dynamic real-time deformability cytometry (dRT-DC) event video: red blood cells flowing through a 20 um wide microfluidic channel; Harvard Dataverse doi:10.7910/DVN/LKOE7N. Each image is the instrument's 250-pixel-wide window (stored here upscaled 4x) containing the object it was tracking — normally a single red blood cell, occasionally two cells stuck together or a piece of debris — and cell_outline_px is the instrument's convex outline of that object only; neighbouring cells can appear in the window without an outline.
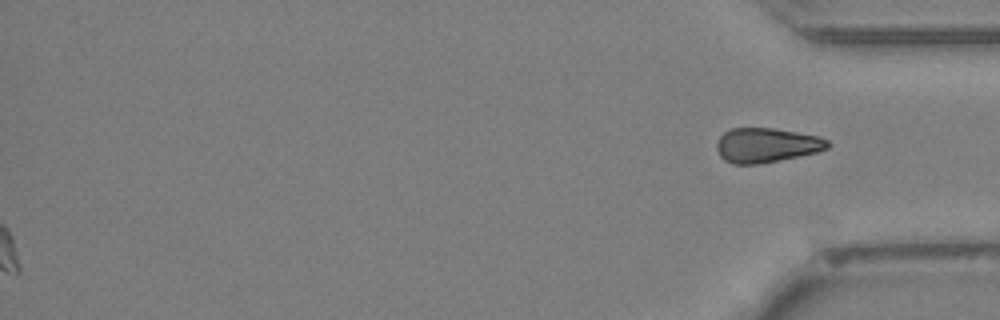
{"species": "Egyptian fruit bat (a non-hibernating species)", "species_latin": "Rousettus aegyptiacus", "temperature_condition": "cold", "stored_images_in_passage": 36, "segment_of_instrument_passage": [2, 2], "camera_frame_rate_fps": 3000, "um_per_image_px": 0.085, "animal": {"sex": "female"}, "frame": {"image": 1, "passage_image": 36, "time_ms": 11.667, "image_size_px": [1000, 320], "cell_outline_px": [[832, 144], [828, 148], [820, 152], [760, 164], [732, 164], [724, 160], [720, 156], [716, 148], [716, 140], [724, 132], [732, 128], [776, 128], [820, 136], [828, 140]], "centroid_in_image_um": [65.18, 12.34], "position_along_channel_um": 370.0, "area_um2": 22.77}}